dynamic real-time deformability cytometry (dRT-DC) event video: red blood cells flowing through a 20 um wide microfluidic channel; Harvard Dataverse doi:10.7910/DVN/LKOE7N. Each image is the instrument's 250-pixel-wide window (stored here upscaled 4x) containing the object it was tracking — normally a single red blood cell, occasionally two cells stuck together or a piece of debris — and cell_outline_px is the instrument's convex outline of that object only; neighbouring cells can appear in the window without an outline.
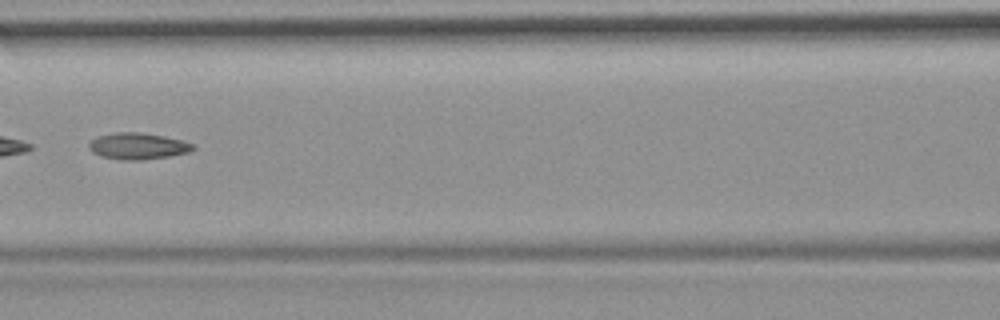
{"species": "common noctule bat (a hibernating species)", "species_latin": "Nyctalus noctula", "temperature_condition": "room temperature", "stored_images_in_passage": 4, "camera_frame_rate_fps": 3000, "um_per_image_px": 0.085, "animal": {"sex": "female", "body_mass_g": 19.9}, "frame": {"image": 1, "passage_image": 3, "time_ms": 0.667, "image_size_px": [1000, 320], "cell_outline_px": [[196, 148], [188, 152], [168, 156], [140, 160], [120, 160], [100, 156], [92, 152], [88, 148], [88, 144], [96, 136], [116, 132], [140, 132], [164, 136], [180, 140], [192, 144]], "centroid_in_image_um": [11.66, 12.41], "position_along_channel_um": 154.9, "area_um2": 16.01}}
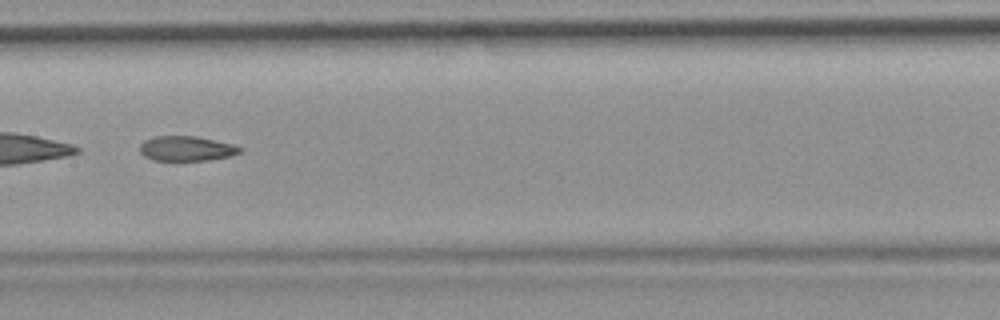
{"frame": {"image": 2, "passage_image": 4, "time_ms": 1.0, "image_size_px": [1000, 320], "cell_outline_px": [[244, 148], [240, 152], [232, 156], [208, 160], [152, 160], [144, 156], [140, 152], [140, 144], [144, 140], [156, 136], [196, 136], [232, 144]], "centroid_in_image_um": [15.85, 12.62], "position_along_channel_um": 191.5, "area_um2": 14.51}}